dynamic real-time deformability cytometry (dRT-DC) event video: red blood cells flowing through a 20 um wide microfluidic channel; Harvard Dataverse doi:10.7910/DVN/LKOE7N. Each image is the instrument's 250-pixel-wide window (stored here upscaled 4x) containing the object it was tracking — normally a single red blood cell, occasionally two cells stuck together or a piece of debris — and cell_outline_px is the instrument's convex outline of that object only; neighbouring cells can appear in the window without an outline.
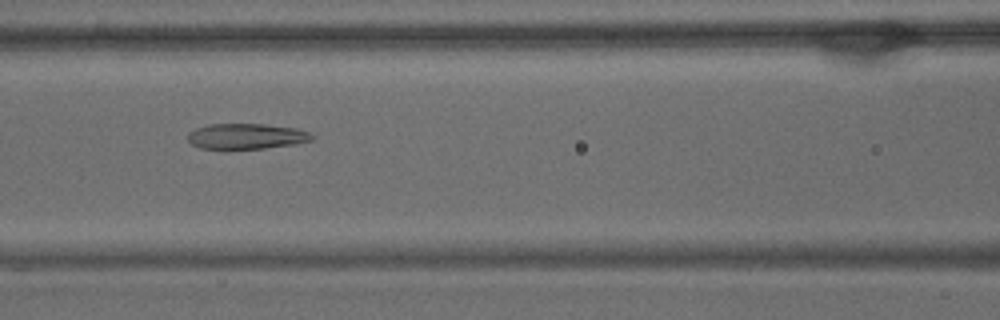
{"species": "common noctule bat (a hibernating species)", "species_latin": "Nyctalus noctula", "temperature_condition": "warm", "stored_images_in_passage": 45, "camera_frame_rate_fps": 3000, "um_per_image_px": 0.085, "animal": {"sex": "male", "body_mass_g": 15.6}, "frame": {"image": 1, "passage_image": 13, "time_ms": 4.0, "image_size_px": [1000, 320], "cell_outline_px": [[316, 136], [312, 140], [296, 144], [264, 148], [200, 148], [192, 144], [188, 140], [188, 132], [196, 128], [208, 124], [264, 124], [296, 128], [308, 132]], "centroid_in_image_um": [20.96, 11.57], "position_along_channel_um": 145.6, "area_um2": 18.38}}
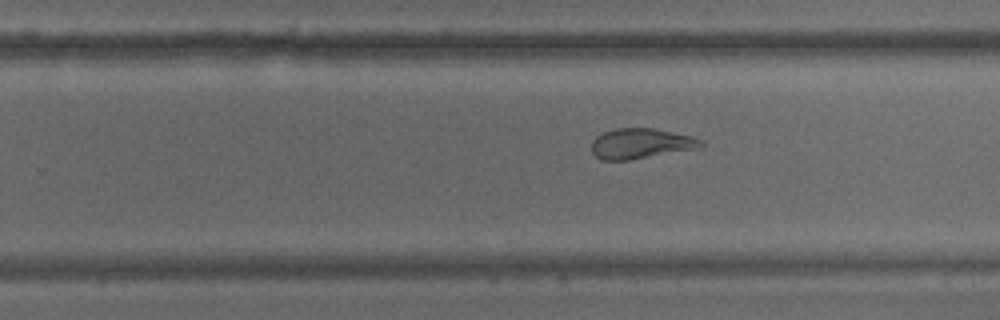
{"frame": {"image": 2, "passage_image": 24, "time_ms": 7.667, "image_size_px": [1000, 320], "cell_outline_px": [[704, 144], [688, 148], [628, 160], [600, 160], [592, 152], [592, 140], [596, 136], [604, 132], [616, 128], [652, 128], [692, 136], [704, 140]], "centroid_in_image_um": [54.36, 12.18], "position_along_channel_um": 275.4, "area_um2": 18.61}}
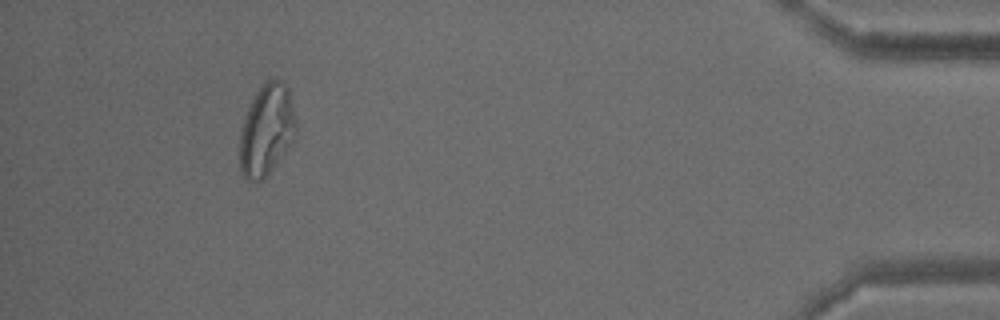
{"frame": {"image": 3, "passage_image": 41, "time_ms": 13.333, "image_size_px": [1000, 320], "cell_outline_px": [[296, 132], [292, 140], [268, 176], [264, 180], [248, 180], [240, 172], [240, 132], [248, 108], [256, 92], [264, 80], [268, 76], [280, 80], [288, 88], [296, 124]], "centroid_in_image_um": [22.64, 11.03], "position_along_channel_um": 412.6, "area_um2": 29.77}, "authors_computed_cell_mechanics": {"area_um2": 21.2126, "velocity_mm_per_s": 3.5466, "shape_relaxation_time_tau1_ms": null, "shape_relaxation_time_tau2_ms": 2.3867, "deformation_change_tau1": null, "deformation_change_tau2": 0.1118}}